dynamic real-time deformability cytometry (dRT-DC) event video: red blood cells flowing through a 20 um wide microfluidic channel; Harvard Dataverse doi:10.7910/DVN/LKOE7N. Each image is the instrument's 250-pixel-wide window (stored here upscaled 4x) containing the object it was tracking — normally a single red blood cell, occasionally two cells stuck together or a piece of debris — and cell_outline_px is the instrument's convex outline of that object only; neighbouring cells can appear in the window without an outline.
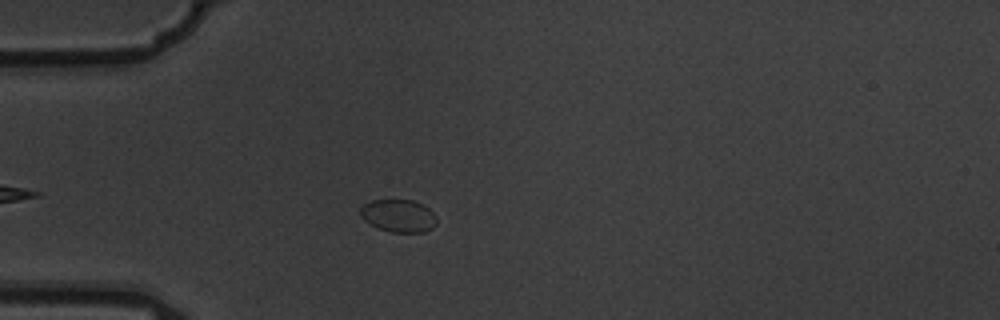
{"species": "common noctule bat (a hibernating species)", "species_latin": "Nyctalus noctula", "temperature_condition": "warm", "stored_images_in_passage": 5, "camera_frame_rate_fps": 3000, "um_per_image_px": 0.085, "animal": {"sex": "male", "body_mass_g": 19.5, "forearm_length_mm": 54.6}, "frame": {"image": 1, "passage_image": 4, "time_ms": 1.0, "image_size_px": [1000, 320], "cell_outline_px": [[436, 224], [432, 228], [424, 232], [392, 232], [376, 228], [364, 220], [360, 216], [360, 208], [364, 204], [372, 200], [412, 200], [424, 204], [436, 216]], "centroid_in_image_um": [33.86, 18.34], "position_along_channel_um": 51.1, "area_um2": 14.62}}